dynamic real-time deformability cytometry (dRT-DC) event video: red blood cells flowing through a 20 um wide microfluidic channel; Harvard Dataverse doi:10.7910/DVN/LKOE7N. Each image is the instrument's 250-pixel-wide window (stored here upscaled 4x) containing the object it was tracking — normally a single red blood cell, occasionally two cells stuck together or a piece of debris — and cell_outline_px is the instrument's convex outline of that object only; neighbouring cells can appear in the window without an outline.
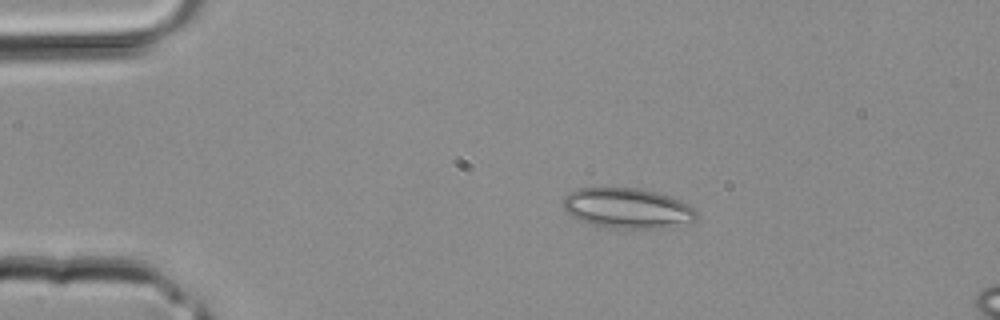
{"species": "common noctule bat (a hibernating species)", "species_latin": "Nyctalus noctula", "temperature_condition": "room temperature", "stored_images_in_passage": 3, "segment_of_instrument_passage": [1, 2], "camera_frame_rate_fps": 3000, "um_per_image_px": 0.085, "animal": {"sex": "male", "body_mass_g": 20.4}, "frame": {"image": 1, "passage_image": 1, "time_ms": 0.0, "image_size_px": [1000, 320], "cell_outline_px": [[696, 216], [692, 220], [664, 228], [604, 228], [580, 220], [568, 212], [564, 208], [564, 196], [568, 192], [576, 188], [636, 188], [656, 192], [672, 196], [688, 204], [696, 212]], "centroid_in_image_um": [53.29, 17.69], "position_along_channel_um": 31.7, "area_um2": 30.98}}